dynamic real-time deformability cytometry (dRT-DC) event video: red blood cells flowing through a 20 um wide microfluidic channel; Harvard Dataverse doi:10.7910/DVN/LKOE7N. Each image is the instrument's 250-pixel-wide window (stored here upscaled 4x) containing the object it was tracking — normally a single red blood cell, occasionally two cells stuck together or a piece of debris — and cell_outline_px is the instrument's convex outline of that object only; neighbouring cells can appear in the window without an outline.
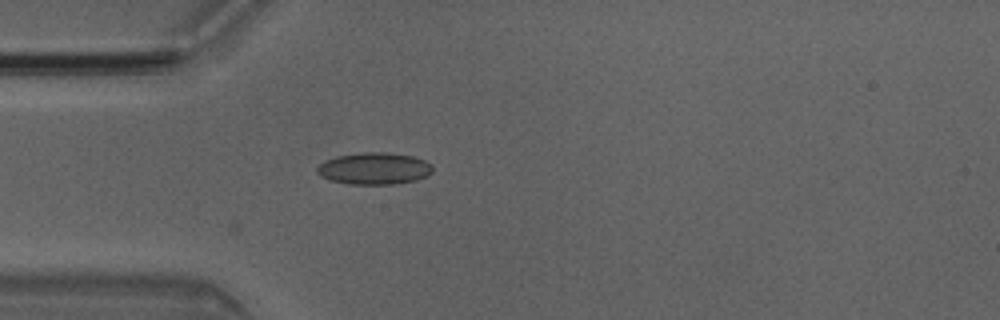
{"species": "Egyptian fruit bat (a non-hibernating species)", "species_latin": "Rousettus aegyptiacus", "temperature_condition": "room temperature", "stored_images_in_passage": 2, "camera_frame_rate_fps": 3000, "um_per_image_px": 0.085, "animal": {"sex": "male"}, "frame": {"image": 1, "passage_image": 2, "time_ms": 0.333, "image_size_px": [1000, 320], "cell_outline_px": [[432, 172], [428, 176], [416, 180], [396, 184], [348, 184], [328, 180], [320, 176], [316, 172], [316, 168], [324, 160], [336, 156], [360, 152], [388, 152], [412, 156], [424, 160], [432, 164]], "centroid_in_image_um": [31.79, 14.32], "position_along_channel_um": 53.2, "area_um2": 21.79}}